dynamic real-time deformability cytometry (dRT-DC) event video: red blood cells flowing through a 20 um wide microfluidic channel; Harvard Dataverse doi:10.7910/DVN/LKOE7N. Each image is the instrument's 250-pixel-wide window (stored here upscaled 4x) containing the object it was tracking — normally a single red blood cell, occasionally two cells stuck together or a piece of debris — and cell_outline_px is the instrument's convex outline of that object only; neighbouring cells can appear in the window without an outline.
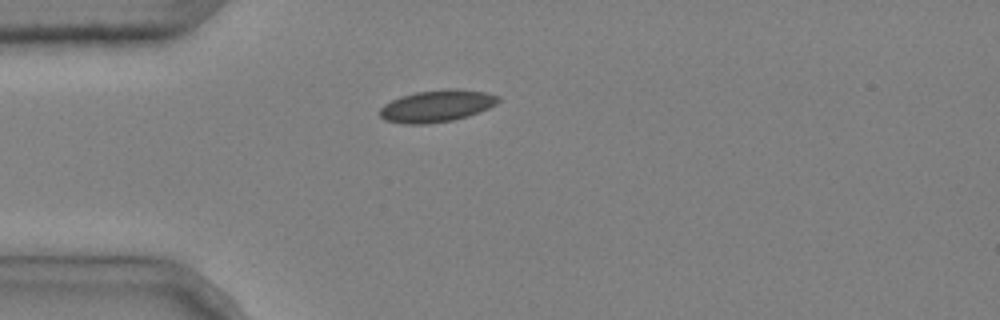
{"species": "common noctule bat (a hibernating species)", "species_latin": "Nyctalus noctula", "temperature_condition": "cold", "stored_images_in_passage": 1, "camera_frame_rate_fps": 3000, "um_per_image_px": 0.085, "animal": {"sex": "male", "body_mass_g": 20.4}, "frame": {"image": 1, "passage_image": 1, "time_ms": 0.0, "image_size_px": [1000, 320], "cell_outline_px": [[500, 100], [496, 104], [488, 108], [468, 116], [452, 120], [424, 124], [404, 124], [384, 120], [380, 116], [380, 108], [384, 104], [400, 96], [416, 92], [444, 88], [460, 88], [484, 92], [500, 96]], "centroid_in_image_um": [37.12, 8.99], "position_along_channel_um": 47.9, "area_um2": 22.2}}